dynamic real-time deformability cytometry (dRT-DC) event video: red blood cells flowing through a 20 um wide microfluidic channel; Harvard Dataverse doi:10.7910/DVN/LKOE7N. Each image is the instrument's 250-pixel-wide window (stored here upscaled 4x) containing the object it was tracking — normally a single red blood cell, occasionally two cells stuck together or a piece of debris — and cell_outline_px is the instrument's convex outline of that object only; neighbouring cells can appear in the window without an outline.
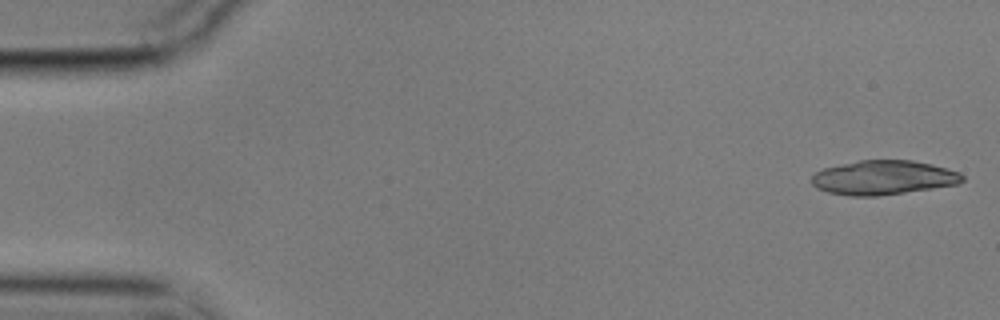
{"species": "common noctule bat (a hibernating species)", "species_latin": "Nyctalus noctula", "temperature_condition": "cold", "stored_images_in_passage": 39, "camera_frame_rate_fps": 3000, "um_per_image_px": 0.085, "animal": {"sex": "male", "body_mass_g": 17.9}, "frame": {"image": 1, "passage_image": 1, "time_ms": 0.0, "image_size_px": [1000, 320], "cell_outline_px": [[964, 180], [956, 184], [932, 188], [876, 196], [848, 196], [828, 192], [816, 188], [812, 184], [812, 176], [816, 172], [824, 168], [860, 160], [912, 160], [932, 164], [960, 172], [964, 176]], "centroid_in_image_um": [75.08, 15.09], "position_along_channel_um": 9.9, "area_um2": 29.94}}
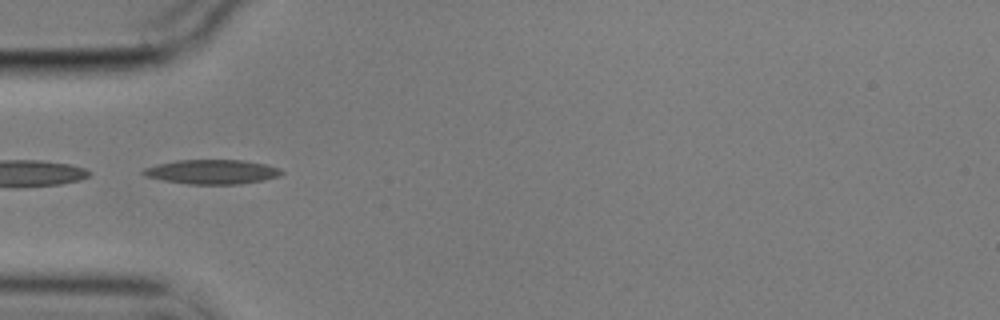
{"frame": {"image": 2, "passage_image": 17, "time_ms": 5.333, "image_size_px": [1000, 320], "cell_outline_px": [[284, 172], [276, 176], [264, 180], [240, 184], [188, 184], [164, 180], [148, 176], [140, 172], [144, 168], [156, 164], [176, 160], [244, 160], [264, 164], [280, 168]], "centroid_in_image_um": [18.02, 14.6], "position_along_channel_um": 67.0, "area_um2": 19.54}}
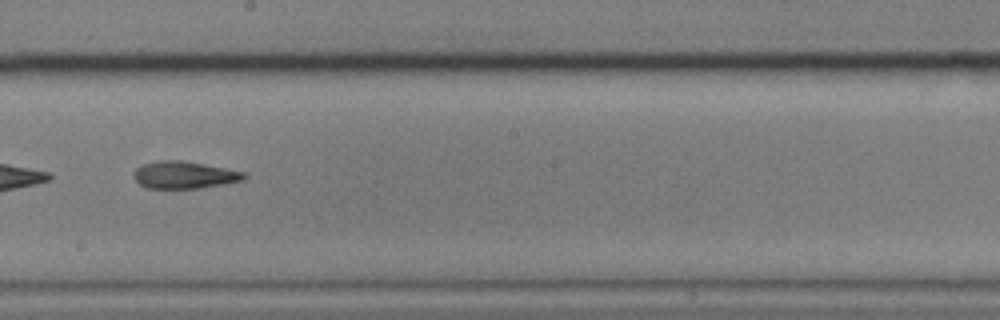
{"frame": {"image": 3, "passage_image": 31, "time_ms": 10.0, "image_size_px": [1000, 320], "cell_outline_px": [[248, 176], [244, 180], [224, 184], [200, 188], [148, 188], [140, 184], [132, 176], [136, 168], [144, 164], [160, 160], [184, 160], [244, 172]], "centroid_in_image_um": [15.67, 14.87], "position_along_channel_um": 232.5, "area_um2": 17.46}}